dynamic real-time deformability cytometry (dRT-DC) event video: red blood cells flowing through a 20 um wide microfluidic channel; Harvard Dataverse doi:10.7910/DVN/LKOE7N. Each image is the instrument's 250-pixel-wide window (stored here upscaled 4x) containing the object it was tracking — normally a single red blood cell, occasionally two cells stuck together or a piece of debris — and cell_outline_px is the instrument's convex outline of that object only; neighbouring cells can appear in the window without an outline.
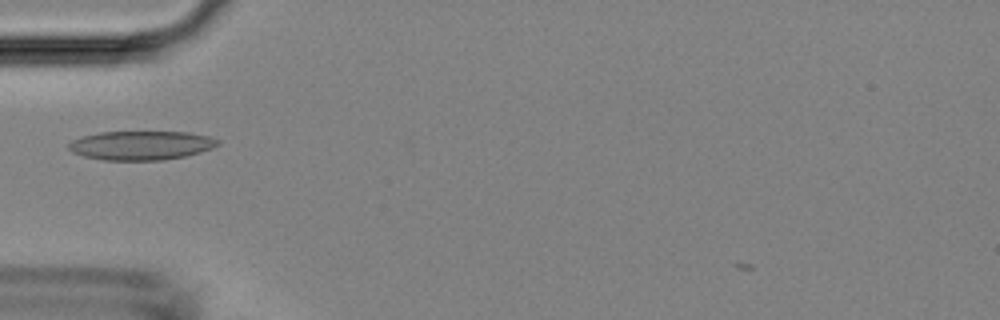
{"species": "Egyptian fruit bat (a non-hibernating species)", "species_latin": "Rousettus aegyptiacus", "temperature_condition": "room temperature", "stored_images_in_passage": 2, "camera_frame_rate_fps": 3000, "um_per_image_px": 0.085, "animal": {"sex": "female"}, "frame": {"image": 1, "passage_image": 1, "time_ms": 0.0, "image_size_px": [1000, 320], "cell_outline_px": [[220, 144], [212, 148], [200, 152], [184, 156], [164, 160], [104, 160], [84, 156], [72, 152], [68, 148], [68, 144], [72, 140], [80, 136], [100, 132], [188, 132], [208, 136], [220, 140]], "centroid_in_image_um": [11.98, 12.35], "position_along_channel_um": 73.0, "area_um2": 25.26}}